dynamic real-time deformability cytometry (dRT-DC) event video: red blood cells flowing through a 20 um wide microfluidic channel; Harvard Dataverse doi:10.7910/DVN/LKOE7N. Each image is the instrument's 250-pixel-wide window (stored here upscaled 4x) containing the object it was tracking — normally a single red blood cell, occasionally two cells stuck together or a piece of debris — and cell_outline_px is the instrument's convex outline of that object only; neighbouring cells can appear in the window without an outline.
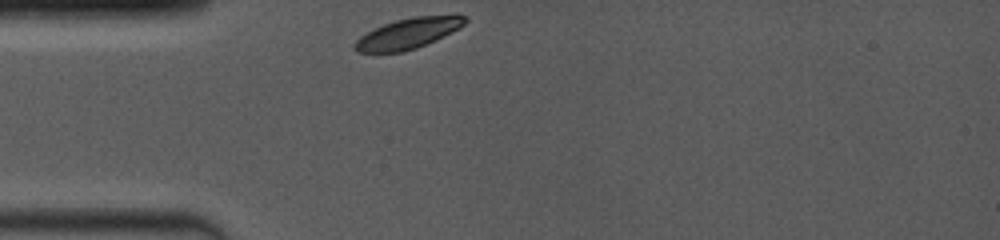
{"species": "common noctule bat (a hibernating species)", "species_latin": "Nyctalus noctula", "temperature_condition": "room temperature", "stored_images_in_passage": 31, "camera_frame_rate_fps": 4000, "um_per_image_px": 0.085, "animal": {"sex": "female", "body_mass_g": 19.0, "forearm_length_mm": 53.3}, "frame": {"image": 1, "passage_image": 1, "time_ms": 0.0, "image_size_px": [1000, 240], "cell_outline_px": [[468, 20], [460, 28], [436, 40], [416, 48], [404, 52], [356, 52], [352, 48], [352, 44], [360, 36], [384, 24], [396, 20], [412, 16], [456, 12], [468, 16]], "centroid_in_image_um": [34.79, 2.79], "position_along_channel_um": 50.2, "area_um2": 20.29}}
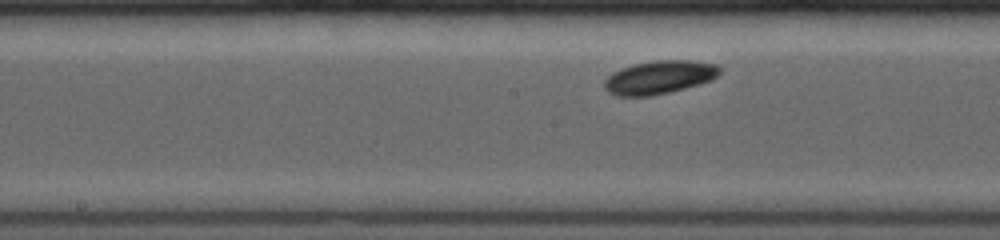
{"frame": {"image": 2, "passage_image": 14, "time_ms": 4.0, "image_size_px": [1000, 240], "cell_outline_px": [[720, 72], [712, 80], [684, 88], [652, 96], [616, 96], [608, 92], [604, 88], [604, 80], [612, 72], [620, 68], [636, 64], [656, 60], [692, 60], [720, 64]], "centroid_in_image_um": [56.04, 6.56], "position_along_channel_um": 192.2, "area_um2": 22.48}}
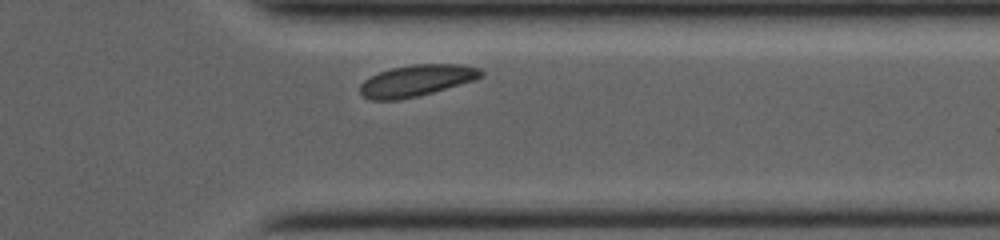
{"frame": {"image": 3, "passage_image": 27, "time_ms": 8.75, "image_size_px": [1000, 240], "cell_outline_px": [[484, 76], [472, 80], [432, 92], [416, 96], [396, 100], [368, 100], [360, 92], [360, 84], [364, 80], [380, 72], [392, 68], [412, 64], [464, 64], [480, 68], [484, 72]], "centroid_in_image_um": [35.41, 6.84], "position_along_channel_um": 376.0, "area_um2": 21.96}}